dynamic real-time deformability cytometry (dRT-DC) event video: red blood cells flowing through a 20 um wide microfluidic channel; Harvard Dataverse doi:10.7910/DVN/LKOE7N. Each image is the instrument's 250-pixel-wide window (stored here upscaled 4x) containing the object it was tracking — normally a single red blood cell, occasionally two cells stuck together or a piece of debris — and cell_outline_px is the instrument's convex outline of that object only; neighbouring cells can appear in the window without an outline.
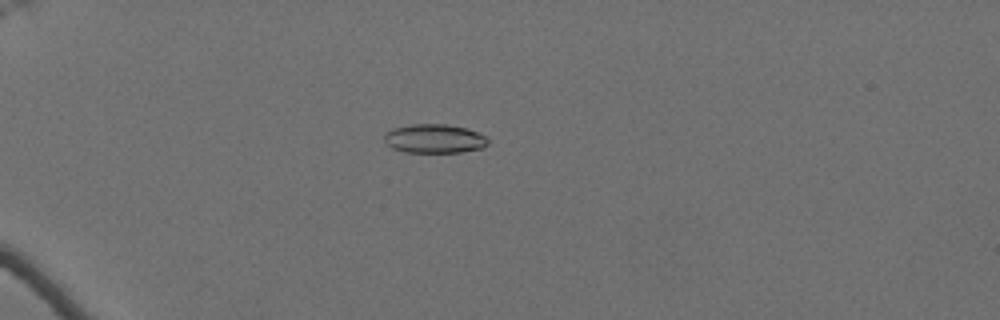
{"species": "Egyptian fruit bat (a non-hibernating species)", "species_latin": "Rousettus aegyptiacus", "temperature_condition": "cold", "stored_images_in_passage": 51, "camera_frame_rate_fps": 3000, "um_per_image_px": 0.085, "animal": {"sex": "female"}, "frame": {"image": 1, "passage_image": 9, "time_ms": 2.667, "image_size_px": [1000, 320], "cell_outline_px": [[488, 144], [480, 148], [460, 152], [404, 152], [392, 148], [384, 140], [384, 136], [392, 128], [412, 124], [448, 124], [464, 128], [476, 132], [484, 136], [488, 140]], "centroid_in_image_um": [36.89, 11.78], "position_along_channel_um": 48.1, "area_um2": 17.28}}
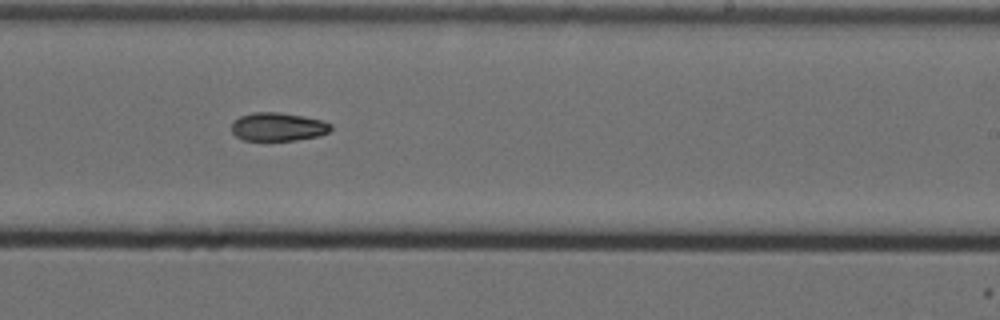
{"frame": {"image": 2, "passage_image": 31, "time_ms": 10.0, "image_size_px": [1000, 320], "cell_outline_px": [[332, 128], [328, 132], [320, 136], [296, 140], [244, 140], [236, 136], [232, 132], [232, 120], [240, 116], [252, 112], [280, 112], [304, 116], [320, 120], [332, 124]], "centroid_in_image_um": [23.62, 10.77], "position_along_channel_um": 265.4, "area_um2": 16.53}}
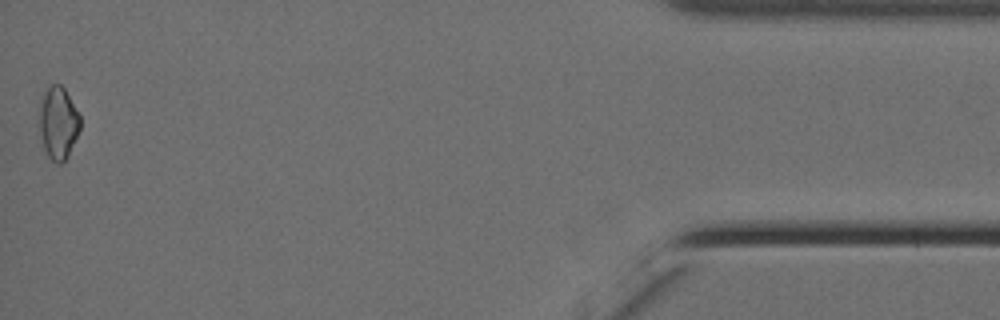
{"frame": {"image": 3, "passage_image": 51, "time_ms": 16.667, "image_size_px": [1000, 320], "cell_outline_px": [[80, 128], [68, 156], [60, 164], [56, 164], [48, 156], [36, 132], [36, 120], [40, 96], [52, 84], [60, 84], [64, 88], [80, 116]], "centroid_in_image_um": [4.86, 10.45], "position_along_channel_um": 430.3, "area_um2": 17.98}, "authors_computed_cell_mechanics": {"area_um2": 17.1666, "velocity_mm_per_s": 3.4958, "shape_relaxation_time_tau1_ms": null, "shape_relaxation_time_tau2_ms": 10.9964, "deformation_change_tau1": null, "deformation_change_tau2": 0.1666}}